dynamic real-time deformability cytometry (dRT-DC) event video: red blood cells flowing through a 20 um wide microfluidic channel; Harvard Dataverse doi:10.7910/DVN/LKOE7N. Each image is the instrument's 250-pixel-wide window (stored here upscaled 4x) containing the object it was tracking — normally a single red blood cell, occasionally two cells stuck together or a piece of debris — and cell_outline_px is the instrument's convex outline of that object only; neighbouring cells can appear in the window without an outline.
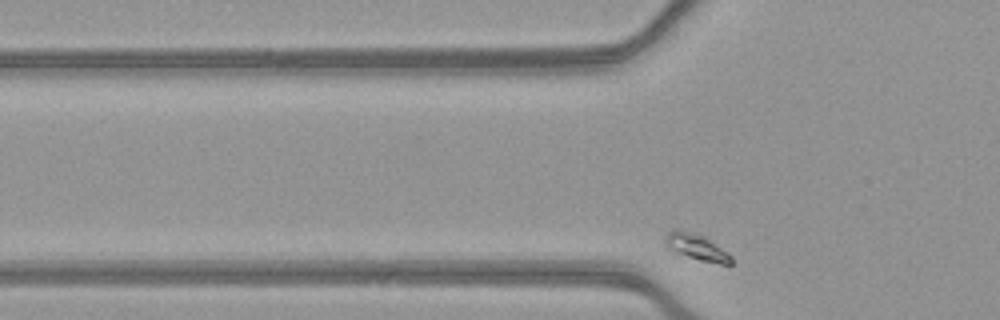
{"species": "common noctule bat (a hibernating species)", "species_latin": "Nyctalus noctula", "temperature_condition": "warm", "stored_images_in_passage": 35, "camera_frame_rate_fps": 3000, "um_per_image_px": 0.085, "animal": {"sex": "female", "body_mass_g": 21.9}, "frame": {"image": 1, "passage_image": 5, "time_ms": 1.333, "image_size_px": [1000, 320], "cell_outline_px": [[732, 264], [720, 264], [700, 260], [672, 252], [664, 244], [664, 236], [672, 228], [680, 228], [704, 236], [732, 256]], "centroid_in_image_um": [59.12, 20.97], "position_along_channel_um": 66.7, "area_um2": 10.29}}